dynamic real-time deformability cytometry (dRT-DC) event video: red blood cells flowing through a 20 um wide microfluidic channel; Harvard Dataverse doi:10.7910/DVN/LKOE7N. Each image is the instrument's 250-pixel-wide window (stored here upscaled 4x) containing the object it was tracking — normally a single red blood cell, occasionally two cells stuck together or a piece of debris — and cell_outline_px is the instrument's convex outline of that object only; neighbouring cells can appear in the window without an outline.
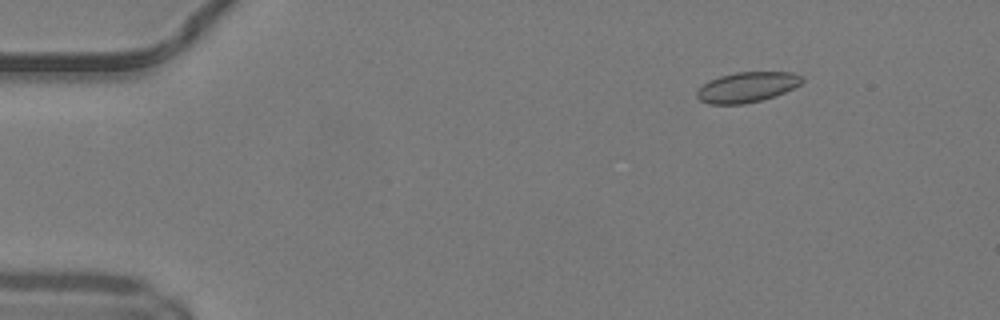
{"species": "common noctule bat (a hibernating species)", "species_latin": "Nyctalus noctula", "temperature_condition": "warm", "stored_images_in_passage": 48, "camera_frame_rate_fps": 3000, "um_per_image_px": 0.085, "animal": {"sex": "male", "body_mass_g": 19.2, "forearm_length_mm": 51.8}, "frame": {"image": 1, "passage_image": 5, "time_ms": 1.333, "image_size_px": [1000, 320], "cell_outline_px": [[804, 80], [800, 84], [776, 96], [744, 104], [708, 104], [700, 100], [696, 96], [696, 92], [708, 80], [720, 76], [736, 72], [792, 72], [804, 76]], "centroid_in_image_um": [63.5, 7.4], "position_along_channel_um": 21.5, "area_um2": 18.55}}
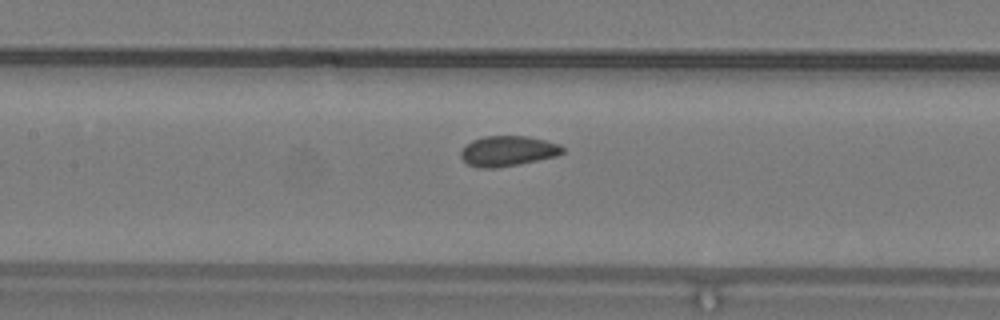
{"frame": {"image": 2, "passage_image": 22, "time_ms": 7.0, "image_size_px": [1000, 320], "cell_outline_px": [[564, 152], [560, 156], [520, 164], [492, 168], [480, 168], [468, 164], [460, 156], [460, 152], [472, 140], [484, 136], [528, 136], [560, 144], [564, 148]], "centroid_in_image_um": [43.22, 12.84], "position_along_channel_um": 164.2, "area_um2": 18.03}}
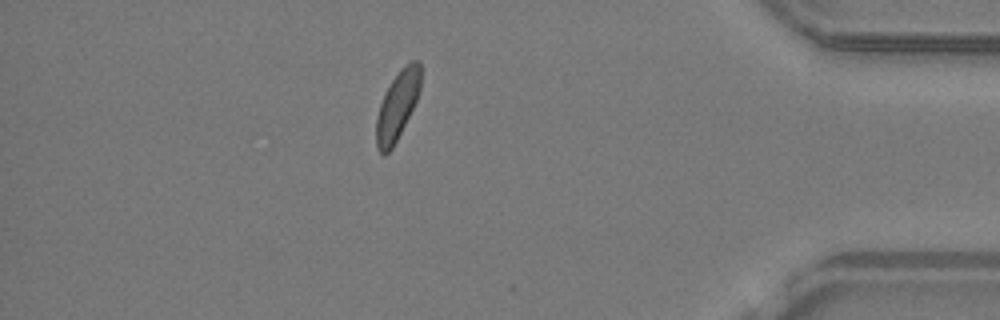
{"frame": {"image": 3, "passage_image": 42, "time_ms": 13.667, "image_size_px": [1000, 320], "cell_outline_px": [[420, 88], [416, 100], [392, 148], [384, 156], [376, 148], [376, 116], [384, 92], [400, 68], [404, 64], [412, 60], [420, 60]], "centroid_in_image_um": [33.75, 8.94], "position_along_channel_um": 401.5, "area_um2": 17.57}, "authors_computed_cell_mechanics": {"area_um2": 18.1781, "velocity_mm_per_s": 4.1752, "shape_relaxation_time_tau1_ms": null, "shape_relaxation_time_tau2_ms": 1.3936, "deformation_change_tau1": null, "deformation_change_tau2": 0.0596}}